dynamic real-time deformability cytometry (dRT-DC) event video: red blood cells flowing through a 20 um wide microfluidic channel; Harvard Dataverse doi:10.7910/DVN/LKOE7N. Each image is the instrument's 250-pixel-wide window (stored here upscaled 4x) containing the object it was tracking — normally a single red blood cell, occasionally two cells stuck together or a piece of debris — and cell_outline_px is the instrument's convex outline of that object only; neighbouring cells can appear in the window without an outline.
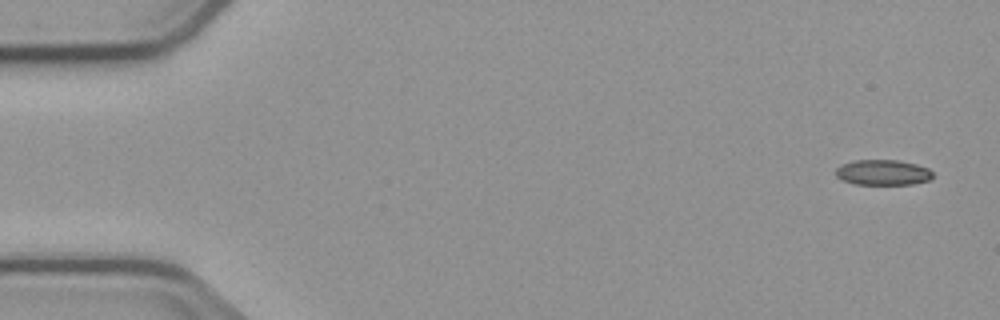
{"species": "common noctule bat (a hibernating species)", "species_latin": "Nyctalus noctula", "temperature_condition": "cold", "stored_images_in_passage": 4, "camera_frame_rate_fps": 3000, "um_per_image_px": 0.085, "animal": {"sex": "male", "body_mass_g": 23.1, "forearm_length_mm": 52.7}, "frame": {"image": 1, "passage_image": 1, "time_ms": 0.0, "image_size_px": [1000, 320], "cell_outline_px": [[932, 176], [928, 180], [912, 184], [856, 184], [844, 180], [836, 176], [836, 168], [840, 164], [856, 160], [896, 160], [916, 164], [928, 168], [932, 172]], "centroid_in_image_um": [75.03, 14.65], "position_along_channel_um": 10.0, "area_um2": 14.22}}
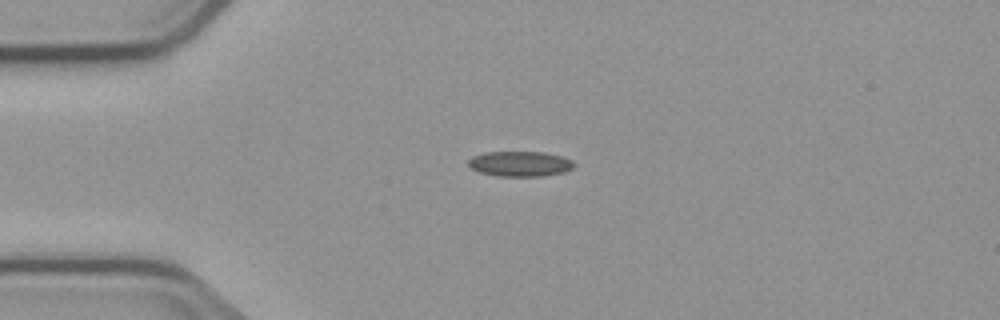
{"frame": {"image": 2, "passage_image": 4, "time_ms": 3.667, "image_size_px": [1000, 320], "cell_outline_px": [[572, 168], [564, 172], [544, 176], [496, 176], [480, 172], [472, 168], [468, 164], [468, 160], [472, 156], [484, 152], [544, 152], [560, 156], [572, 160]], "centroid_in_image_um": [44.17, 13.92], "position_along_channel_um": 40.8, "area_um2": 15.43}}